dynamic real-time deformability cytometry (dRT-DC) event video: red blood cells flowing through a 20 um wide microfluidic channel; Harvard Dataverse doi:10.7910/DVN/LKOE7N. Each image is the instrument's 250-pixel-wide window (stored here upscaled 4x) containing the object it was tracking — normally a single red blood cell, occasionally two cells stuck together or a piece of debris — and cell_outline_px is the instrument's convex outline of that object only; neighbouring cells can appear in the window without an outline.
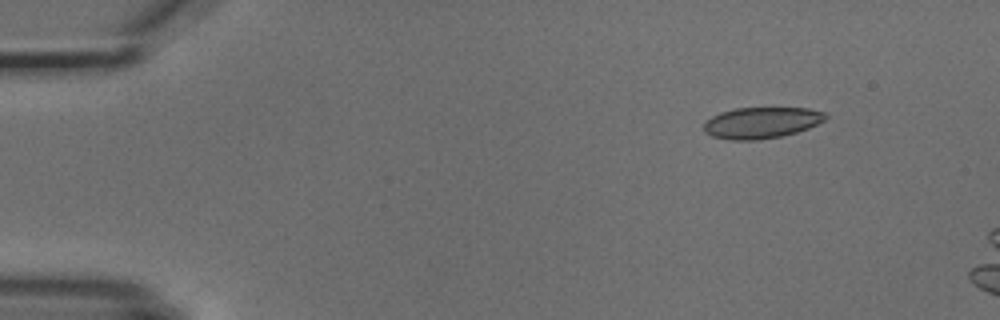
{"species": "common noctule bat (a hibernating species)", "species_latin": "Nyctalus noctula", "temperature_condition": "cold", "stored_images_in_passage": 4, "camera_frame_rate_fps": 3000, "um_per_image_px": 0.085, "animal": {"sex": "male", "body_mass_g": 18.8}, "frame": {"image": 1, "passage_image": 1, "time_ms": 0.0, "image_size_px": [1000, 320], "cell_outline_px": [[828, 116], [824, 120], [808, 128], [784, 136], [760, 140], [728, 140], [712, 136], [704, 132], [704, 124], [712, 116], [720, 112], [736, 108], [808, 108], [824, 112]], "centroid_in_image_um": [64.71, 10.44], "position_along_channel_um": 20.3, "area_um2": 22.2}}